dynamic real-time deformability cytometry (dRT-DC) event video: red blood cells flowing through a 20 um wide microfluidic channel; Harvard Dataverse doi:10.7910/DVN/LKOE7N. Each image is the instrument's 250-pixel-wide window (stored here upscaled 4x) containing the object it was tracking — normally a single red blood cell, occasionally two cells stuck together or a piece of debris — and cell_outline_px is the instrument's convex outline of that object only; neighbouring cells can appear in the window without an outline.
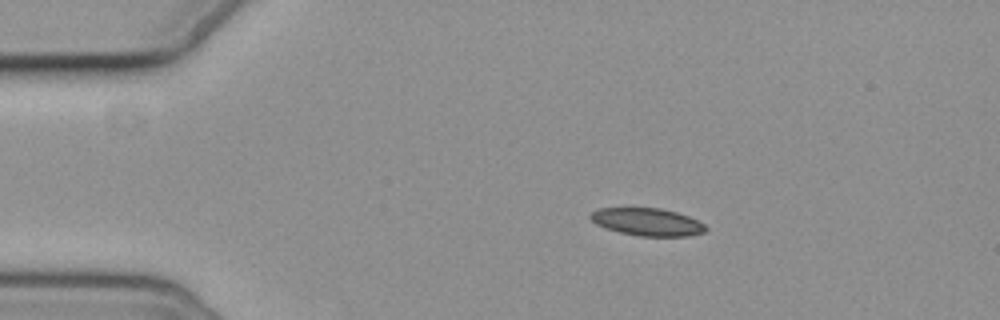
{"species": "common noctule bat (a hibernating species)", "species_latin": "Nyctalus noctula", "temperature_condition": "cold", "stored_images_in_passage": 6, "camera_frame_rate_fps": 3000, "um_per_image_px": 0.085, "animal": {"sex": "female", "body_mass_g": 19.3, "forearm_length_mm": 54.1}, "frame": {"image": 1, "passage_image": 3, "time_ms": 2.333, "image_size_px": [1000, 320], "cell_outline_px": [[708, 228], [704, 232], [688, 236], [640, 236], [620, 232], [604, 228], [596, 224], [588, 216], [592, 212], [600, 208], [660, 208], [676, 212], [688, 216], [704, 224]], "centroid_in_image_um": [55.01, 18.86], "position_along_channel_um": 30.0, "area_um2": 18.44}}
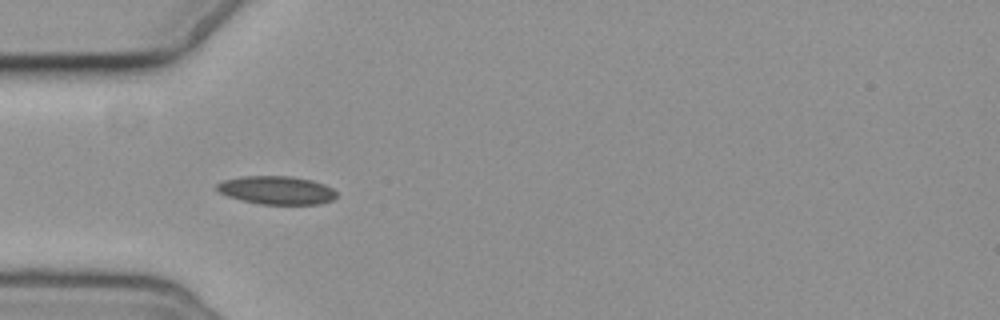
{"frame": {"image": 2, "passage_image": 5, "time_ms": 4.667, "image_size_px": [1000, 320], "cell_outline_px": [[336, 196], [332, 200], [320, 204], [260, 204], [240, 200], [228, 196], [220, 192], [216, 188], [216, 184], [224, 180], [244, 176], [292, 176], [312, 180], [324, 184], [332, 188], [336, 192]], "centroid_in_image_um": [23.52, 16.16], "position_along_channel_um": 61.5, "area_um2": 19.71}}
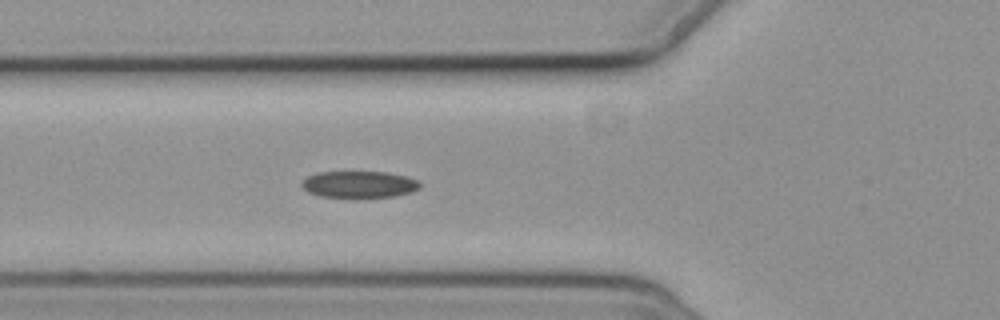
{"frame": {"image": 3, "passage_image": 6, "time_ms": 5.667, "image_size_px": [1000, 320], "cell_outline_px": [[420, 188], [412, 192], [396, 196], [320, 196], [308, 192], [300, 184], [300, 180], [308, 176], [320, 172], [388, 172], [420, 180]], "centroid_in_image_um": [30.54, 15.65], "position_along_channel_um": 95.3, "area_um2": 18.15}}